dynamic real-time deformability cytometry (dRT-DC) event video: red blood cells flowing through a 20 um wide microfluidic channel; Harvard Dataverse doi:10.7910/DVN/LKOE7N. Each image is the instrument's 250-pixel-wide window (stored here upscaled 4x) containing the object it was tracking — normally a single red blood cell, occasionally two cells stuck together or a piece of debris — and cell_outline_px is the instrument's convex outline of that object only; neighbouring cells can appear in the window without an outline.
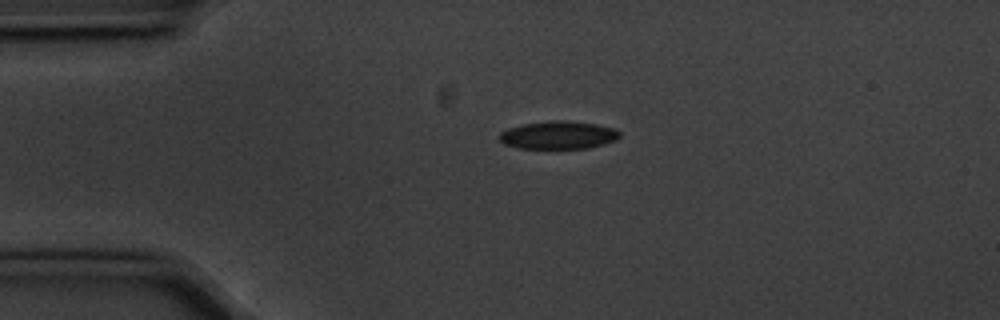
{"species": "common noctule bat (a hibernating species)", "species_latin": "Nyctalus noctula", "temperature_condition": "cold", "stored_images_in_passage": 44, "camera_frame_rate_fps": 3000, "um_per_image_px": 0.085, "animal": {"sex": "male", "body_mass_g": 20.1, "forearm_length_mm": 53.5}, "frame": {"image": 1, "passage_image": 1, "time_ms": 0.0, "image_size_px": [1000, 320], "cell_outline_px": [[620, 136], [616, 140], [604, 144], [588, 148], [520, 148], [504, 144], [500, 140], [500, 132], [508, 128], [520, 124], [548, 120], [568, 120], [596, 124], [616, 128], [620, 132]], "centroid_in_image_um": [47.47, 11.46], "position_along_channel_um": 37.5, "area_um2": 19.77}}
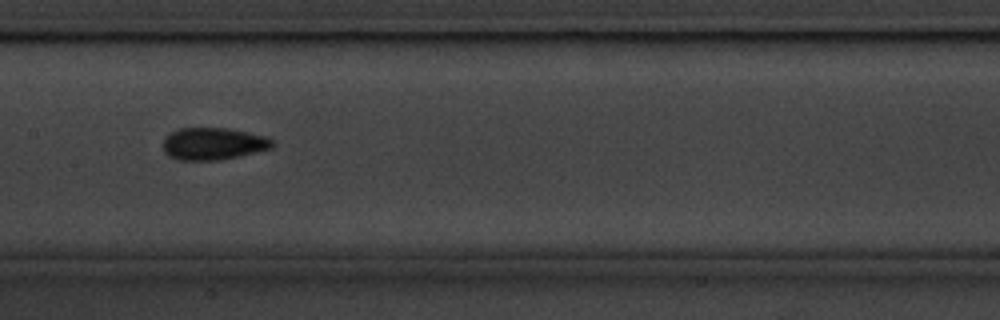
{"frame": {"image": 2, "passage_image": 16, "time_ms": 5.0, "image_size_px": [1000, 320], "cell_outline_px": [[276, 144], [272, 148], [240, 156], [216, 160], [180, 160], [168, 156], [164, 152], [164, 140], [172, 132], [180, 128], [228, 128], [268, 136]], "centroid_in_image_um": [18.18, 12.22], "position_along_channel_um": 189.2, "area_um2": 20.52}}
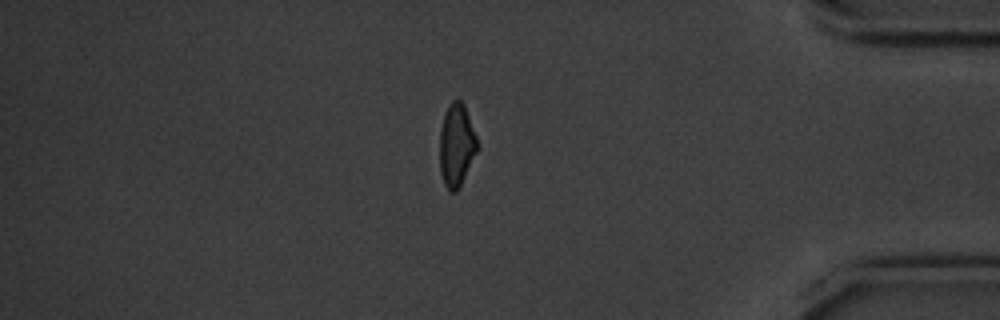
{"frame": {"image": 3, "passage_image": 36, "time_ms": 11.667, "image_size_px": [1000, 320], "cell_outline_px": [[480, 148], [460, 188], [456, 192], [448, 192], [444, 184], [440, 172], [440, 128], [444, 116], [452, 100], [460, 100], [464, 104], [480, 144]], "centroid_in_image_um": [38.84, 12.4], "position_along_channel_um": 396.4, "area_um2": 18.61}, "authors_computed_cell_mechanics": {"area_um2": 19.3341, "velocity_mm_per_s": 3.5882, "shape_relaxation_time_tau1_ms": 3.3324, "shape_relaxation_time_tau2_ms": 3.8295, "deformation_change_tau1": 0.0977, "deformation_change_tau2": 0.0654}}